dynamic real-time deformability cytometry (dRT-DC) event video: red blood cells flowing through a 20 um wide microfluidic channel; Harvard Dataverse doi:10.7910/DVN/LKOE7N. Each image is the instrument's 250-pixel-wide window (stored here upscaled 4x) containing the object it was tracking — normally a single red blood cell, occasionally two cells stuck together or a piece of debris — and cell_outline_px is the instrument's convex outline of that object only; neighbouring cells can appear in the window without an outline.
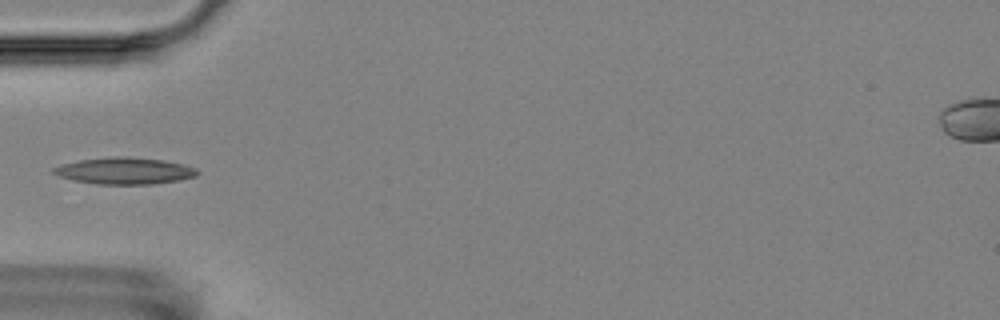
{"species": "Egyptian fruit bat (a non-hibernating species)", "species_latin": "Rousettus aegyptiacus", "temperature_condition": "room temperature", "stored_images_in_passage": 5, "camera_frame_rate_fps": 3000, "um_per_image_px": 0.085, "animal": {"sex": "female"}, "frame": {"image": 1, "passage_image": 5, "time_ms": 4.333, "image_size_px": [1000, 320], "cell_outline_px": [[200, 172], [196, 176], [180, 180], [152, 184], [96, 184], [72, 180], [60, 176], [52, 172], [52, 168], [64, 164], [80, 160], [116, 156], [124, 156], [164, 160], [184, 164], [196, 168]], "centroid_in_image_um": [10.63, 14.52], "position_along_channel_um": 74.4, "area_um2": 22.31}}